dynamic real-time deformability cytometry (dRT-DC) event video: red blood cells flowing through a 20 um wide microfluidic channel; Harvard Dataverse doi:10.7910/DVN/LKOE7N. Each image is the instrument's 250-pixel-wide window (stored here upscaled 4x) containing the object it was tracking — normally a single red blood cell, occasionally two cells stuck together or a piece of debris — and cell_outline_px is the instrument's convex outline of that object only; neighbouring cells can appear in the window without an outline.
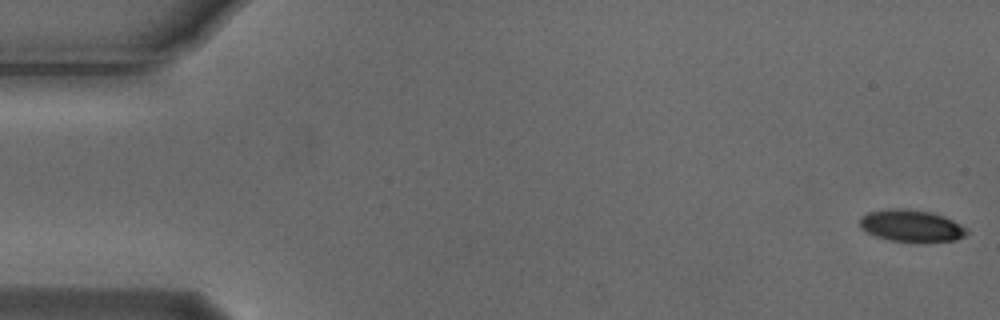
{"species": "Egyptian fruit bat (a non-hibernating species)", "species_latin": "Rousettus aegyptiacus", "temperature_condition": "cold", "stored_images_in_passage": 9, "camera_frame_rate_fps": 3000, "um_per_image_px": 0.085, "animal": {"sex": "male"}, "frame": {"image": 1, "passage_image": 1, "time_ms": 0.0, "image_size_px": [1000, 320], "cell_outline_px": [[968, 232], [964, 236], [956, 240], [924, 244], [888, 240], [876, 236], [860, 228], [860, 220], [868, 212], [892, 208], [908, 208], [928, 212], [944, 216], [968, 228]], "centroid_in_image_um": [77.51, 19.22], "position_along_channel_um": 7.5, "area_um2": 20.35}}
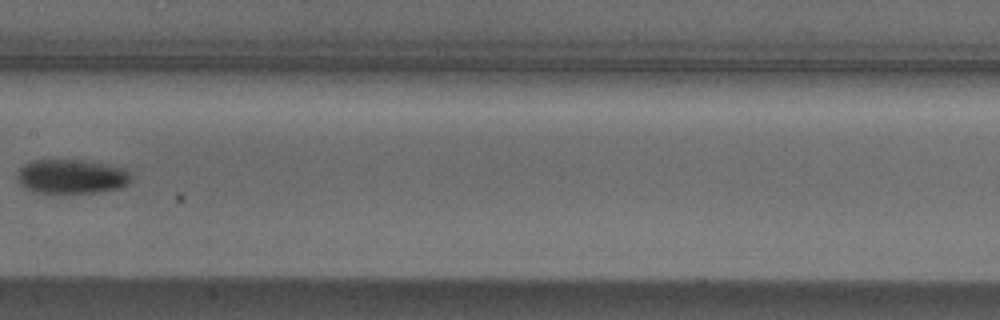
{"frame": {"image": 2, "passage_image": 8, "time_ms": 2.333, "image_size_px": [1000, 320], "cell_outline_px": [[132, 180], [128, 184], [120, 188], [96, 192], [36, 192], [24, 188], [16, 180], [16, 172], [24, 164], [32, 160], [80, 160], [104, 164], [124, 168], [132, 176]], "centroid_in_image_um": [6.05, 15.0], "position_along_channel_um": 201.3, "area_um2": 22.72}}
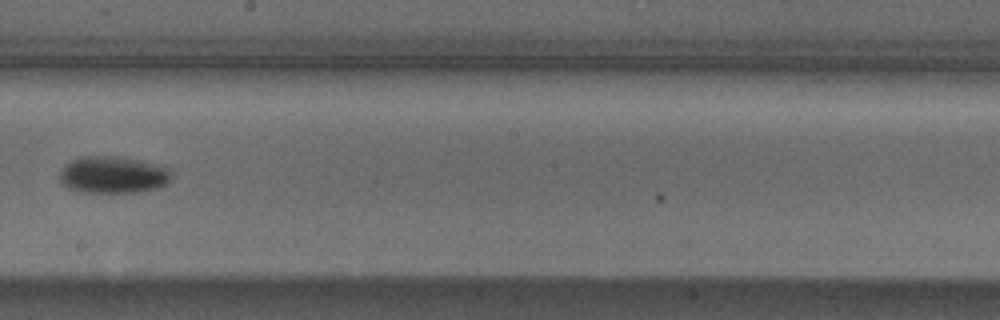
{"frame": {"image": 3, "passage_image": 9, "time_ms": 2.667, "image_size_px": [1000, 320], "cell_outline_px": [[172, 176], [160, 188], [140, 192], [84, 192], [68, 188], [60, 180], [60, 172], [72, 160], [80, 156], [116, 156], [140, 160], [168, 168], [172, 172]], "centroid_in_image_um": [9.63, 14.86], "position_along_channel_um": 238.6, "area_um2": 23.93}}